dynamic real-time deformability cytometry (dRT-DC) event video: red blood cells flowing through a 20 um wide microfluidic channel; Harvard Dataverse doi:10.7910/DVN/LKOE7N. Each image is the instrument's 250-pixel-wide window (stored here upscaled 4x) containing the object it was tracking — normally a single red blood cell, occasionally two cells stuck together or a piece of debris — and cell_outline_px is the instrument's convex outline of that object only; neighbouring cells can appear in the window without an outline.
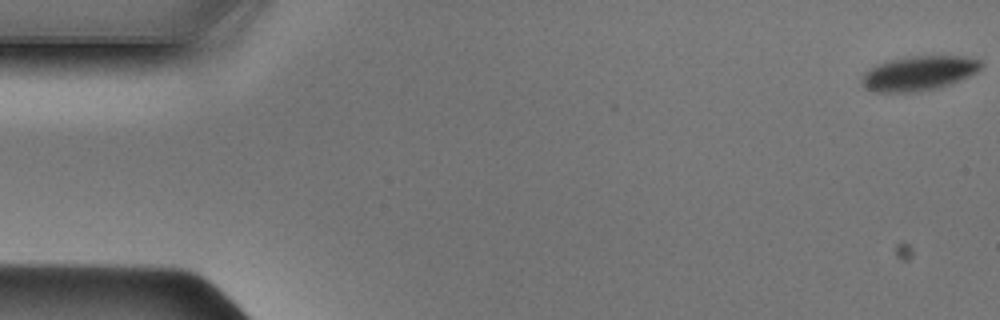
{"species": "Egyptian fruit bat (a non-hibernating species)", "species_latin": "Rousettus aegyptiacus", "temperature_condition": "cold", "stored_images_in_passage": 49, "camera_frame_rate_fps": 3000, "um_per_image_px": 0.085, "animal": {"sex": "male"}, "frame": {"image": 1, "passage_image": 1, "time_ms": 0.0, "image_size_px": [1000, 320], "cell_outline_px": [[984, 64], [976, 72], [968, 76], [948, 84], [936, 88], [904, 92], [880, 92], [868, 88], [860, 80], [864, 72], [880, 64], [904, 56], [964, 56], [984, 60]], "centroid_in_image_um": [78.15, 6.2], "position_along_channel_um": 6.8, "area_um2": 23.52}}
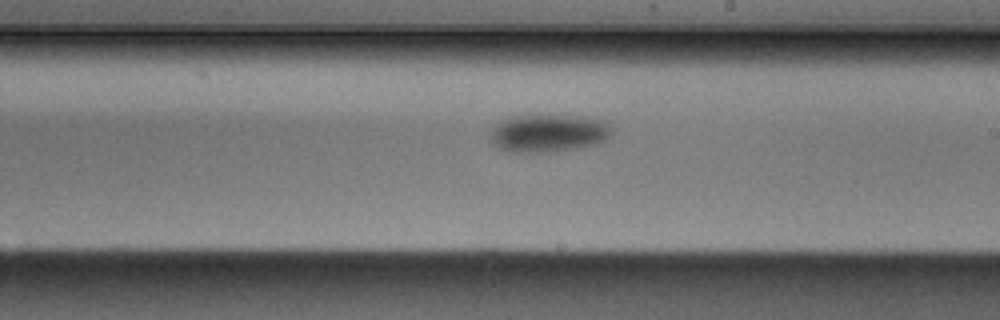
{"frame": {"image": 2, "passage_image": 28, "time_ms": 9.0, "image_size_px": [1000, 320], "cell_outline_px": [[612, 132], [604, 140], [596, 144], [556, 152], [508, 152], [496, 148], [492, 140], [492, 132], [508, 116], [584, 116], [600, 120], [612, 128]], "centroid_in_image_um": [46.63, 11.34], "position_along_channel_um": 242.4, "area_um2": 26.3}}
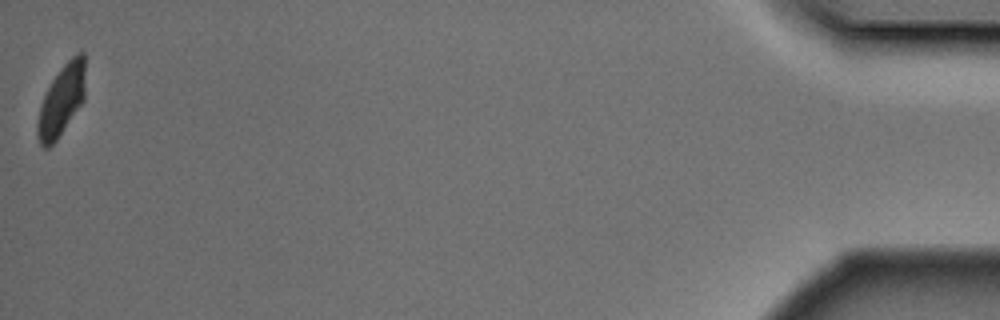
{"frame": {"image": 3, "passage_image": 49, "time_ms": 16.0, "image_size_px": [1000, 320], "cell_outline_px": [[84, 100], [56, 140], [48, 148], [44, 148], [40, 144], [36, 136], [36, 124], [40, 108], [44, 96], [52, 80], [64, 64], [76, 52], [84, 52]], "centroid_in_image_um": [5.21, 8.54], "position_along_channel_um": 430.0, "area_um2": 19.48}}